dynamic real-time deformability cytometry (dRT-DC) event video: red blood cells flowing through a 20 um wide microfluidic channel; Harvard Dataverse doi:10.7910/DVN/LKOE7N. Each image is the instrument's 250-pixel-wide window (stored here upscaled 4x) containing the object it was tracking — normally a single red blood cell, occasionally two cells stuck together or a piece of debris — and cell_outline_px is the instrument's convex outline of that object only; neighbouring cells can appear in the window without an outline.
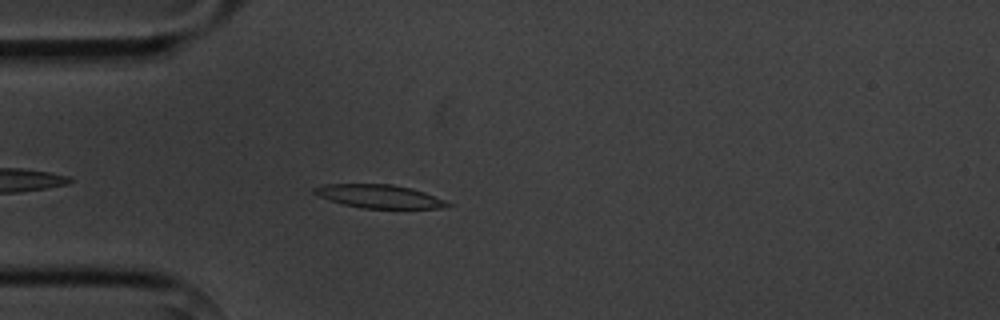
{"species": "common noctule bat (a hibernating species)", "species_latin": "Nyctalus noctula", "temperature_condition": "cold", "stored_images_in_passage": 4, "camera_frame_rate_fps": 3000, "um_per_image_px": 0.085, "animal": {"sex": "male", "body_mass_g": 20.1, "forearm_length_mm": 53.5}, "frame": {"image": 1, "passage_image": 4, "time_ms": 3.333, "image_size_px": [1000, 320], "cell_outline_px": [[452, 204], [448, 208], [364, 208], [344, 204], [320, 196], [312, 192], [312, 188], [324, 184], [392, 184], [412, 188], [424, 192], [444, 200]], "centroid_in_image_um": [32.26, 16.68], "position_along_channel_um": 52.7, "area_um2": 17.98}}